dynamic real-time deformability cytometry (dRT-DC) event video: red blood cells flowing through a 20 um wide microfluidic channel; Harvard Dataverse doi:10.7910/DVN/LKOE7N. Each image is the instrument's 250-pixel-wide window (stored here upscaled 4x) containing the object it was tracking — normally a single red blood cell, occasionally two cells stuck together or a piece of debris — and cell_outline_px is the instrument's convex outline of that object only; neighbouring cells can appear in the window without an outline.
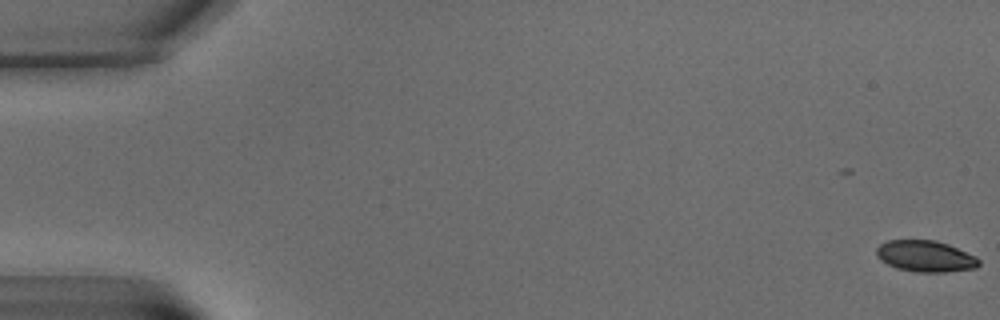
{"species": "common noctule bat (a hibernating species)", "species_latin": "Nyctalus noctula", "temperature_condition": "warm", "stored_images_in_passage": 9, "camera_frame_rate_fps": 3000, "um_per_image_px": 0.085, "animal": {"sex": "male", "body_mass_g": 15.6}, "frame": {"image": 1, "passage_image": 1, "time_ms": 0.0, "image_size_px": [1000, 320], "cell_outline_px": [[980, 264], [976, 268], [944, 272], [916, 272], [896, 268], [880, 260], [876, 256], [876, 248], [880, 244], [888, 240], [936, 240], [948, 244], [976, 256], [980, 260]], "centroid_in_image_um": [78.66, 21.78], "position_along_channel_um": 6.3, "area_um2": 18.79}}
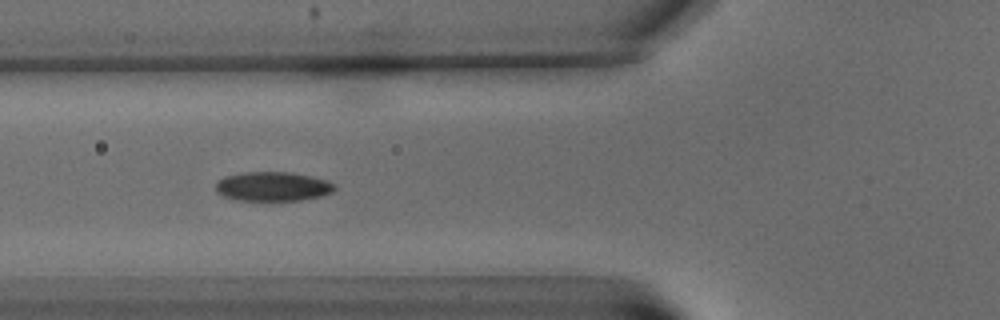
{"frame": {"image": 2, "passage_image": 8, "time_ms": 9.0, "image_size_px": [1000, 320], "cell_outline_px": [[336, 188], [332, 192], [320, 196], [300, 200], [236, 200], [224, 196], [216, 192], [216, 184], [224, 176], [240, 172], [288, 172], [312, 176], [328, 180], [336, 184]], "centroid_in_image_um": [23.2, 15.84], "position_along_channel_um": 102.6, "area_um2": 20.35}}
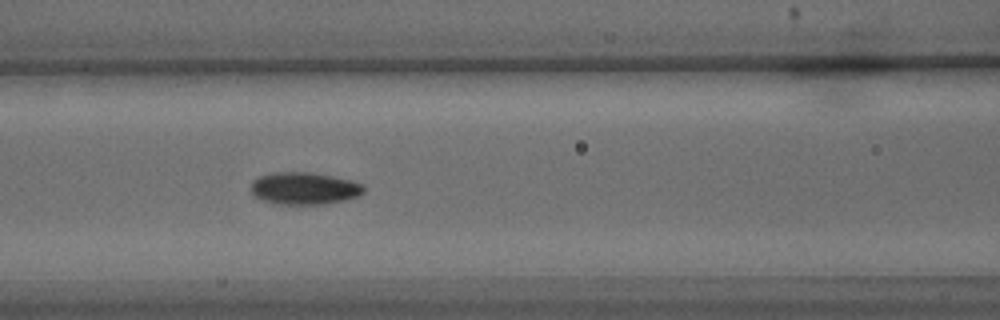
{"frame": {"image": 3, "passage_image": 9, "time_ms": 10.333, "image_size_px": [1000, 320], "cell_outline_px": [[364, 192], [356, 196], [344, 200], [324, 204], [276, 204], [264, 200], [256, 196], [252, 192], [252, 180], [260, 176], [272, 172], [308, 172], [332, 176], [352, 180], [364, 184]], "centroid_in_image_um": [25.88, 16.0], "position_along_channel_um": 140.7, "area_um2": 21.1}}